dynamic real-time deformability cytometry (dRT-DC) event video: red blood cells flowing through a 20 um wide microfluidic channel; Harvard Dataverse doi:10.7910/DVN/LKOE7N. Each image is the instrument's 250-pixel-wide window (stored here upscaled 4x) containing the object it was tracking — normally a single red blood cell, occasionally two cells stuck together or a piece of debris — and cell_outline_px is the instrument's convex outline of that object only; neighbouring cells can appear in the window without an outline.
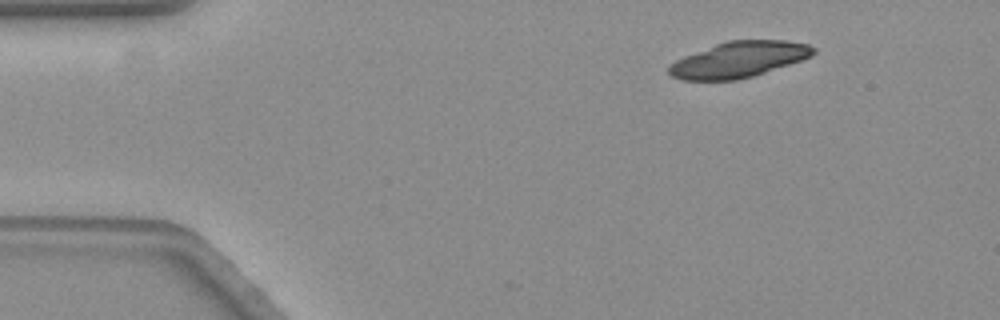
{"species": "common noctule bat (a hibernating species)", "species_latin": "Nyctalus noctula", "temperature_condition": "warm", "stored_images_in_passage": 17, "camera_frame_rate_fps": 3000, "um_per_image_px": 0.085, "animal": {"sex": "female", "body_mass_g": 19.3, "forearm_length_mm": 54.1}, "frame": {"image": 1, "passage_image": 1, "time_ms": 0.0, "image_size_px": [1000, 320], "cell_outline_px": [[816, 52], [812, 56], [752, 76], [736, 80], [680, 80], [672, 76], [668, 72], [668, 64], [684, 56], [716, 44], [728, 40], [784, 40], [808, 44], [816, 48]], "centroid_in_image_um": [62.78, 5.06], "position_along_channel_um": 22.2, "area_um2": 29.94}}
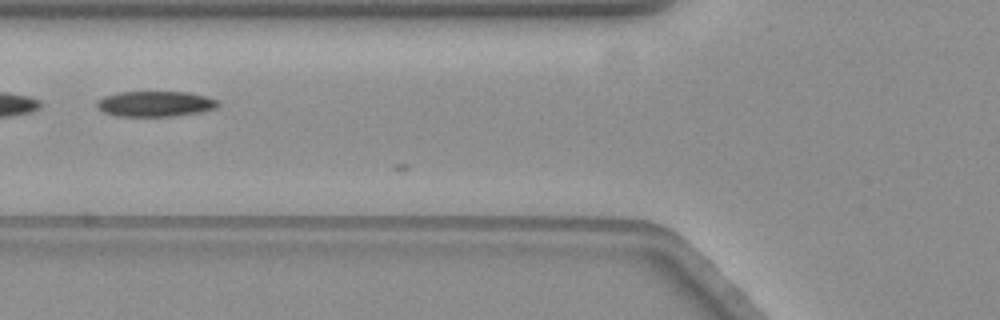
{"frame": {"image": 2, "passage_image": 16, "time_ms": 5.0, "image_size_px": [1000, 320], "cell_outline_px": [[220, 104], [216, 108], [200, 112], [172, 116], [116, 116], [104, 112], [96, 104], [96, 100], [104, 96], [116, 92], [188, 92], [204, 96], [216, 100]], "centroid_in_image_um": [13.17, 8.82], "position_along_channel_um": 112.6, "area_um2": 17.92}}